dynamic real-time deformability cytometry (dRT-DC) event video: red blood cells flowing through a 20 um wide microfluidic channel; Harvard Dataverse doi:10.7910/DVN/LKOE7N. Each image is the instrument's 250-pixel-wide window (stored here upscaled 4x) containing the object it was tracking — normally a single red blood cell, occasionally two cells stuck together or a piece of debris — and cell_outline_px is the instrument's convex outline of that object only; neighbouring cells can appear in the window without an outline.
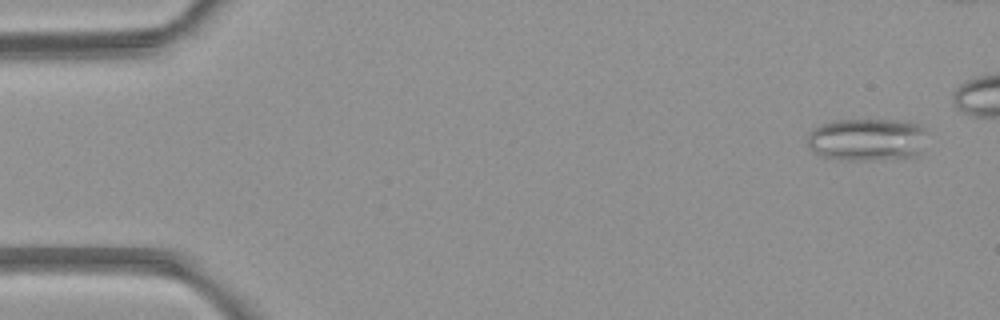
{"species": "common noctule bat (a hibernating species)", "species_latin": "Nyctalus noctula", "temperature_condition": "room temperature", "stored_images_in_passage": 6, "camera_frame_rate_fps": 3000, "um_per_image_px": 0.085, "animal": {"sex": "female", "body_mass_g": 21.9}, "frame": {"image": 1, "passage_image": 1, "time_ms": 0.0, "image_size_px": [1000, 320], "cell_outline_px": [[924, 128], [920, 156], [884, 160], [844, 160], [824, 156], [812, 152], [808, 144], [808, 136], [812, 128], [836, 120], [896, 120], [920, 124]], "centroid_in_image_um": [73.69, 11.88], "position_along_channel_um": 11.3, "area_um2": 29.77}}